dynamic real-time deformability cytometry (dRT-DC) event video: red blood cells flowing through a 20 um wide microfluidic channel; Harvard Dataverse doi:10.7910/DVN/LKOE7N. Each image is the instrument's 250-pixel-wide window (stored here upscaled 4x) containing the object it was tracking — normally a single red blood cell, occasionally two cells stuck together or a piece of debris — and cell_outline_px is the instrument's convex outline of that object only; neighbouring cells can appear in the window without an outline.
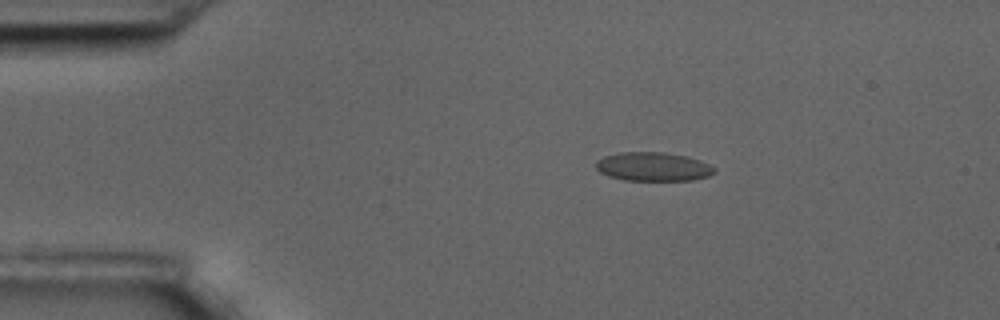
{"species": "common noctule bat (a hibernating species)", "species_latin": "Nyctalus noctula", "temperature_condition": "room temperature", "stored_images_in_passage": 53, "camera_frame_rate_fps": 3000, "um_per_image_px": 0.085, "animal": {"sex": "male", "body_mass_g": 17.5, "forearm_length_mm": 52.3}, "frame": {"image": 1, "passage_image": 5, "time_ms": 1.333, "image_size_px": [1000, 320], "cell_outline_px": [[716, 172], [708, 176], [692, 180], [624, 180], [608, 176], [600, 172], [596, 168], [596, 160], [604, 156], [620, 152], [664, 152], [688, 156], [700, 160], [716, 168]], "centroid_in_image_um": [55.52, 14.16], "position_along_channel_um": 29.5, "area_um2": 20.0}}
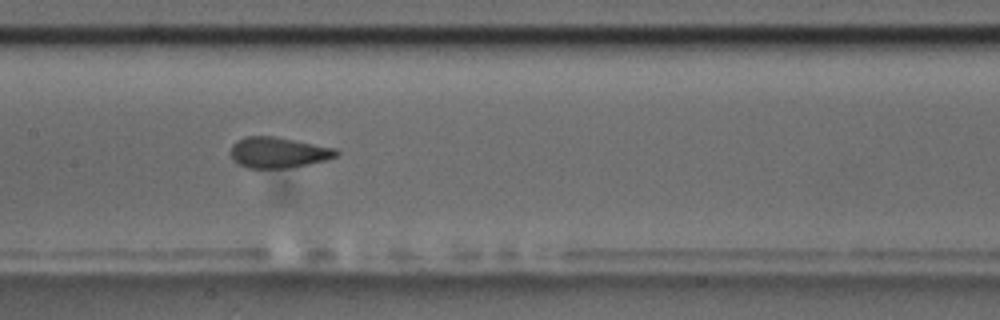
{"frame": {"image": 2, "passage_image": 23, "time_ms": 7.333, "image_size_px": [1000, 320], "cell_outline_px": [[340, 152], [336, 156], [324, 160], [308, 164], [284, 168], [248, 168], [232, 160], [232, 144], [236, 140], [244, 136], [276, 136], [336, 148]], "centroid_in_image_um": [23.64, 12.94], "position_along_channel_um": 183.8, "area_um2": 18.9}}
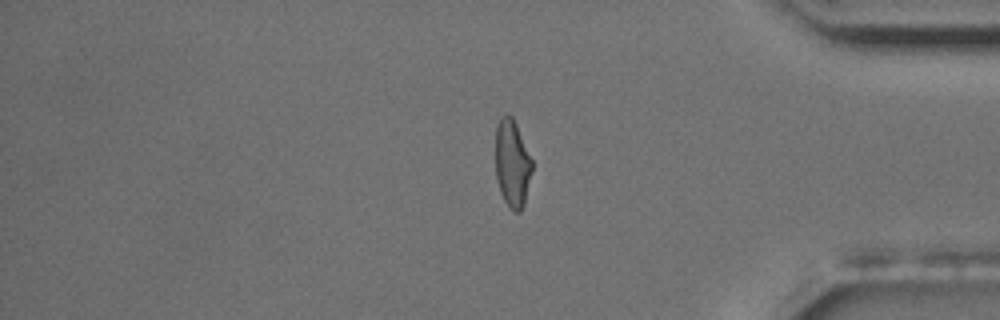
{"frame": {"image": 3, "passage_image": 43, "time_ms": 14.0, "image_size_px": [1000, 320], "cell_outline_px": [[532, 172], [524, 204], [520, 212], [512, 212], [508, 208], [500, 192], [496, 176], [496, 124], [500, 116], [508, 112], [512, 116], [516, 124], [532, 160]], "centroid_in_image_um": [43.53, 13.89], "position_along_channel_um": 391.7, "area_um2": 18.84}, "authors_computed_cell_mechanics": {"area_um2": 19.5942, "velocity_mm_per_s": 3.4644, "shape_relaxation_time_tau1_ms": 9.0818, "shape_relaxation_time_tau2_ms": 0.813, "deformation_change_tau1": 0.1758, "deformation_change_tau2": 0.0523}}